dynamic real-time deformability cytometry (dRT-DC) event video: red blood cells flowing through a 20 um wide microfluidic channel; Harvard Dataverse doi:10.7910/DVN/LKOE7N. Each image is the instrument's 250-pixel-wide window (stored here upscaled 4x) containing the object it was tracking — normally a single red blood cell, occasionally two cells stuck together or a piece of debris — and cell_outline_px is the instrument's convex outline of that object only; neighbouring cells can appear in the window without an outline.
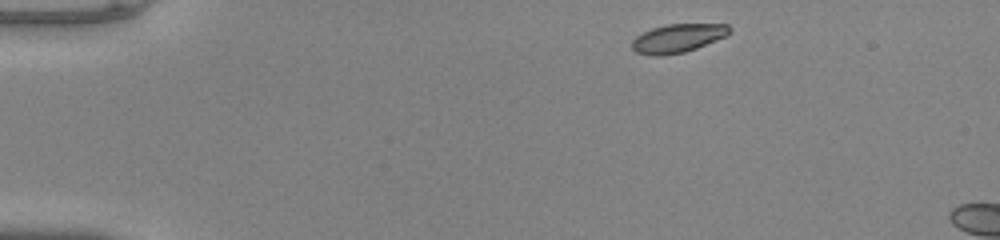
{"species": "common noctule bat (a hibernating species)", "species_latin": "Nyctalus noctula", "temperature_condition": "warm", "stored_images_in_passage": 5, "camera_frame_rate_fps": 3000, "um_per_image_px": 0.085, "animal": {"sex": "male", "body_mass_g": 20.0, "forearm_length_mm": 53.3}, "frame": {"image": 1, "passage_image": 1, "time_ms": 0.0, "image_size_px": [1000, 240], "cell_outline_px": [[732, 32], [728, 36], [696, 48], [684, 52], [660, 56], [648, 56], [636, 52], [632, 48], [632, 40], [636, 36], [652, 28], [668, 24], [728, 24], [732, 28]], "centroid_in_image_um": [57.64, 3.25], "position_along_channel_um": 27.4, "area_um2": 16.42}}